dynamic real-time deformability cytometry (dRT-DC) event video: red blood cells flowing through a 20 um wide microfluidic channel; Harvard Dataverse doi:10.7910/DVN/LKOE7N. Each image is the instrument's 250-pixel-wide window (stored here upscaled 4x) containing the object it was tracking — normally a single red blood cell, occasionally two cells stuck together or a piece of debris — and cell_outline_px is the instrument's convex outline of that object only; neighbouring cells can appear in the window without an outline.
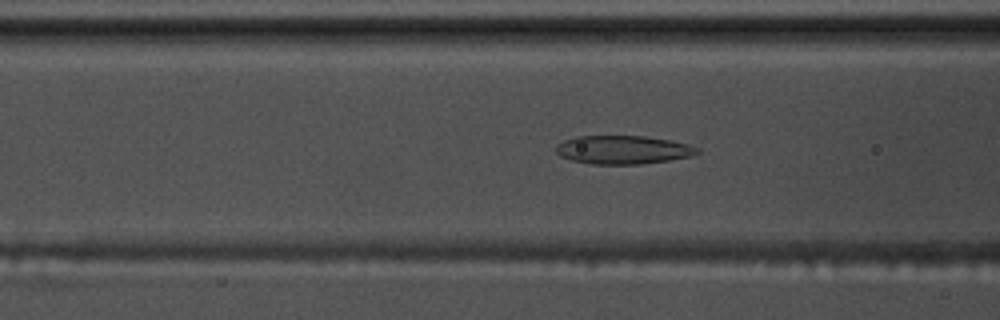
{"species": "common noctule bat (a hibernating species)", "species_latin": "Nyctalus noctula", "temperature_condition": "warm", "stored_images_in_passage": 57, "camera_frame_rate_fps": 3000, "um_per_image_px": 0.085, "animal": {"sex": "male", "body_mass_g": 17.5, "forearm_length_mm": 52.3}, "frame": {"image": 1, "passage_image": 22, "time_ms": 7.0, "image_size_px": [1000, 320], "cell_outline_px": [[700, 152], [692, 156], [668, 160], [640, 164], [588, 164], [572, 160], [560, 156], [556, 152], [556, 144], [564, 140], [576, 136], [644, 136], [668, 140], [688, 144], [700, 148]], "centroid_in_image_um": [52.94, 12.73], "position_along_channel_um": 113.7, "area_um2": 23.47}}
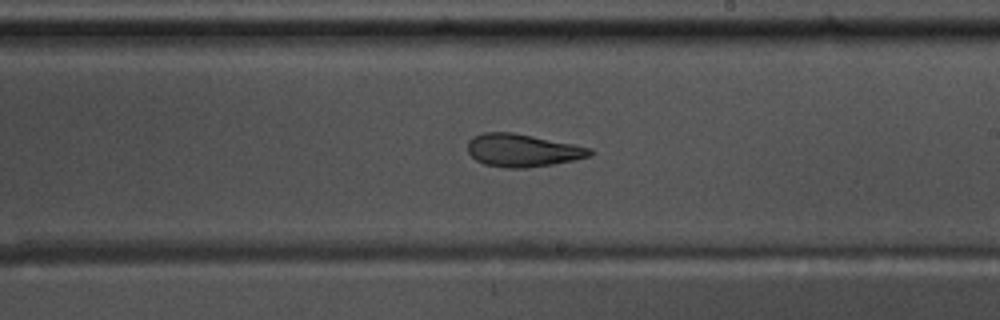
{"frame": {"image": 2, "passage_image": 33, "time_ms": 10.667, "image_size_px": [1000, 320], "cell_outline_px": [[596, 152], [592, 156], [552, 164], [528, 168], [508, 168], [484, 164], [476, 160], [468, 152], [468, 140], [472, 136], [484, 132], [512, 132], [592, 148]], "centroid_in_image_um": [44.41, 12.78], "position_along_channel_um": 244.6, "area_um2": 23.35}}
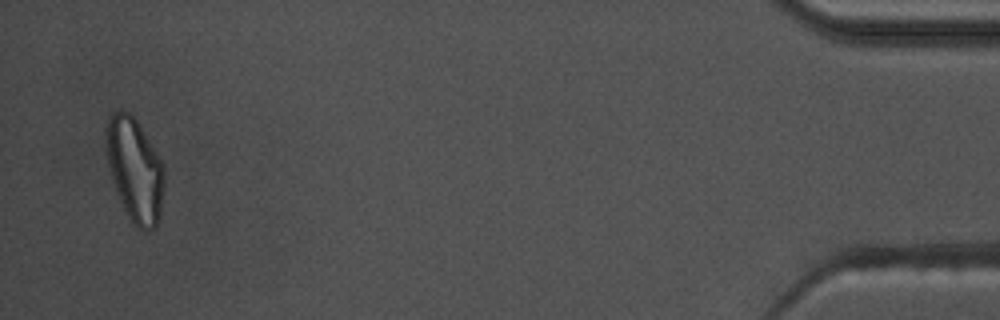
{"frame": {"image": 3, "passage_image": 55, "time_ms": 18.0, "image_size_px": [1000, 320], "cell_outline_px": [[164, 188], [160, 216], [156, 228], [148, 232], [144, 232], [136, 228], [132, 224], [116, 192], [108, 164], [104, 148], [104, 132], [108, 116], [112, 112], [128, 112], [136, 120], [164, 164]], "centroid_in_image_um": [11.45, 14.47], "position_along_channel_um": 423.8, "area_um2": 35.66}, "authors_computed_cell_mechanics": {"area_um2": 25.3164, "velocity_mm_per_s": 3.5771, "shape_relaxation_time_tau1_ms": null, "shape_relaxation_time_tau2_ms": 2.8127, "deformation_change_tau1": null, "deformation_change_tau2": 0.1039}}